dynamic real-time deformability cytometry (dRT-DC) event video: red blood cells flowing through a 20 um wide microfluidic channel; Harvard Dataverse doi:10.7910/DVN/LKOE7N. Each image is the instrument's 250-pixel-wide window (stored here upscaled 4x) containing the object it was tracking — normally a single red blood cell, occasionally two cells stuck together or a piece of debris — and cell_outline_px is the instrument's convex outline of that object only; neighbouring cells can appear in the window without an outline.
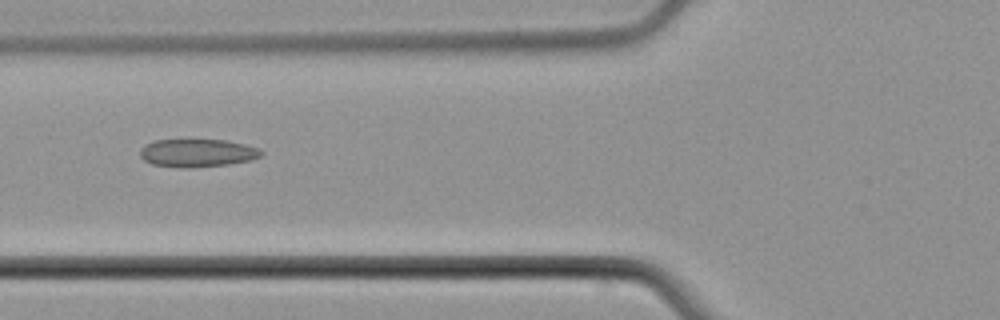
{"species": "common noctule bat (a hibernating species)", "species_latin": "Nyctalus noctula", "temperature_condition": "cold", "stored_images_in_passage": 7, "camera_frame_rate_fps": 3000, "um_per_image_px": 0.085, "animal": {"sex": "male", "body_mass_g": 21.5, "forearm_length_mm": 52.0}, "frame": {"image": 1, "passage_image": 5, "time_ms": 5.0, "image_size_px": [1000, 320], "cell_outline_px": [[264, 152], [260, 156], [252, 160], [228, 164], [184, 168], [152, 164], [144, 160], [140, 156], [140, 148], [144, 144], [152, 140], [228, 140], [260, 148]], "centroid_in_image_um": [16.77, 12.99], "position_along_channel_um": 109.0, "area_um2": 19.83}}
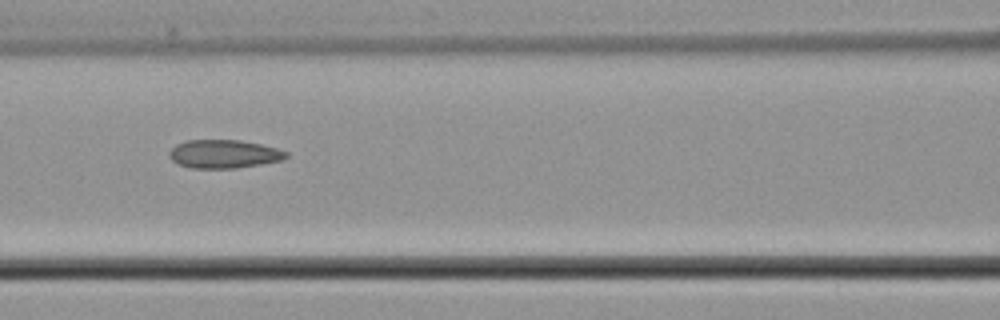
{"frame": {"image": 2, "passage_image": 6, "time_ms": 6.0, "image_size_px": [1000, 320], "cell_outline_px": [[288, 156], [284, 160], [236, 168], [188, 168], [172, 160], [168, 156], [168, 152], [176, 144], [184, 140], [240, 140], [260, 144], [276, 148], [288, 152]], "centroid_in_image_um": [19.02, 13.08], "position_along_channel_um": 147.6, "area_um2": 19.42}}
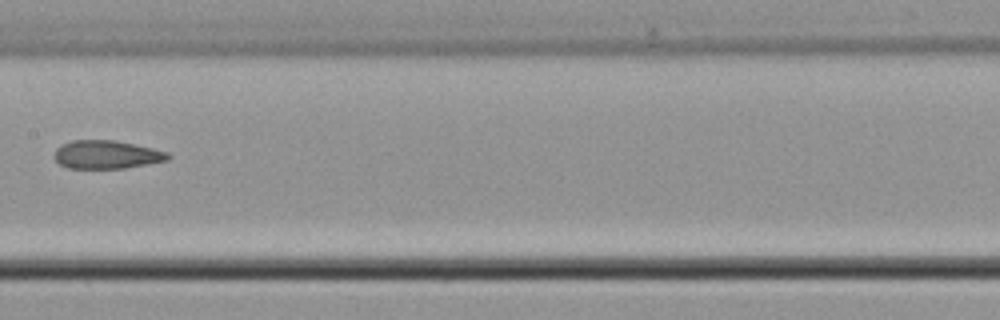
{"frame": {"image": 3, "passage_image": 7, "time_ms": 7.333, "image_size_px": [1000, 320], "cell_outline_px": [[172, 156], [168, 160], [124, 168], [68, 168], [60, 164], [56, 160], [56, 148], [72, 140], [116, 140], [152, 148], [168, 152]], "centroid_in_image_um": [9.1, 13.14], "position_along_channel_um": 198.3, "area_um2": 18.55}}